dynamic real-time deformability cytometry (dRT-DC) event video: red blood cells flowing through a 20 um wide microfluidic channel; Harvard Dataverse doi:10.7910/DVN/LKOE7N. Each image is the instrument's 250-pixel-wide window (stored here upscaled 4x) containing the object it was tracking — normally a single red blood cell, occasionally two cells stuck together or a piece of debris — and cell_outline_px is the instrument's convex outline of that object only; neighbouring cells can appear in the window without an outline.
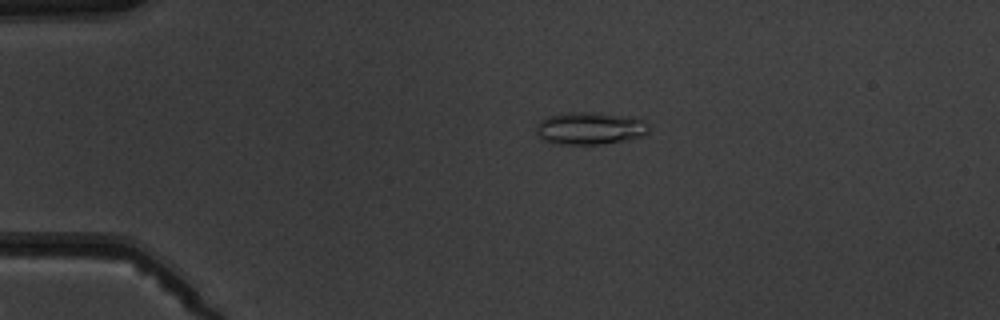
{"species": "common noctule bat (a hibernating species)", "species_latin": "Nyctalus noctula", "temperature_condition": "warm", "stored_images_in_passage": 4, "camera_frame_rate_fps": 3000, "um_per_image_px": 0.085, "animal": {"sex": "male", "body_mass_g": 19.5, "forearm_length_mm": 54.6}, "frame": {"image": 1, "passage_image": 2, "time_ms": 1.0, "image_size_px": [1000, 320], "cell_outline_px": [[648, 132], [640, 136], [628, 140], [600, 144], [556, 144], [544, 140], [536, 136], [536, 124], [540, 120], [548, 116], [568, 112], [592, 112], [628, 116], [640, 120], [648, 124]], "centroid_in_image_um": [50.08, 10.91], "position_along_channel_um": 34.9, "area_um2": 21.33}}
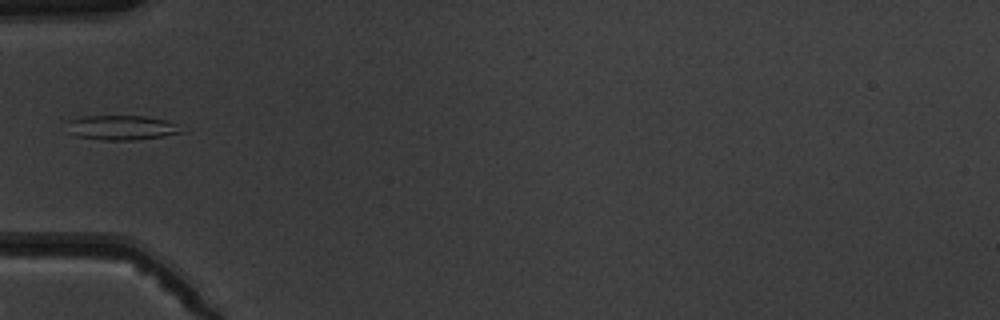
{"frame": {"image": 2, "passage_image": 4, "time_ms": 3.333, "image_size_px": [1000, 320], "cell_outline_px": [[184, 132], [164, 136], [136, 140], [104, 140], [76, 136], [68, 132], [72, 120], [84, 116], [144, 116], [168, 120], [176, 124]], "centroid_in_image_um": [10.4, 10.85], "position_along_channel_um": 74.6, "area_um2": 16.24}}